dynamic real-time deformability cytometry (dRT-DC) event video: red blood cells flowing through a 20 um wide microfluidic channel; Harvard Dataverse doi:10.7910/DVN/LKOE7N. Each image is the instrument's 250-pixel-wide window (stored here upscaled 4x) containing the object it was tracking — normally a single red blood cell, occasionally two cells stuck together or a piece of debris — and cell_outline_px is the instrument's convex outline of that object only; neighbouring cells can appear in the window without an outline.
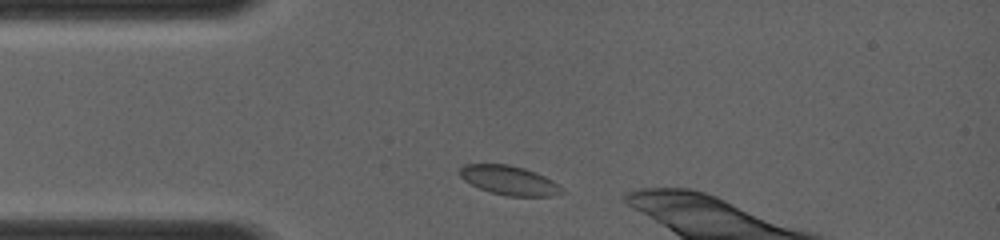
{"species": "common noctule bat (a hibernating species)", "species_latin": "Nyctalus noctula", "temperature_condition": "room temperature", "stored_images_in_passage": 5, "camera_frame_rate_fps": 4000, "um_per_image_px": 0.085, "animal": {"sex": "female", "body_mass_g": 19.0, "forearm_length_mm": 56.7}, "frame": {"image": 1, "passage_image": 3, "time_ms": 0.5, "image_size_px": [1000, 240], "cell_outline_px": [[564, 192], [552, 196], [508, 196], [492, 192], [480, 188], [464, 180], [456, 172], [464, 164], [508, 164], [524, 168], [536, 172], [552, 180]], "centroid_in_image_um": [43.24, 15.31], "position_along_channel_um": 41.8, "area_um2": 17.22}}